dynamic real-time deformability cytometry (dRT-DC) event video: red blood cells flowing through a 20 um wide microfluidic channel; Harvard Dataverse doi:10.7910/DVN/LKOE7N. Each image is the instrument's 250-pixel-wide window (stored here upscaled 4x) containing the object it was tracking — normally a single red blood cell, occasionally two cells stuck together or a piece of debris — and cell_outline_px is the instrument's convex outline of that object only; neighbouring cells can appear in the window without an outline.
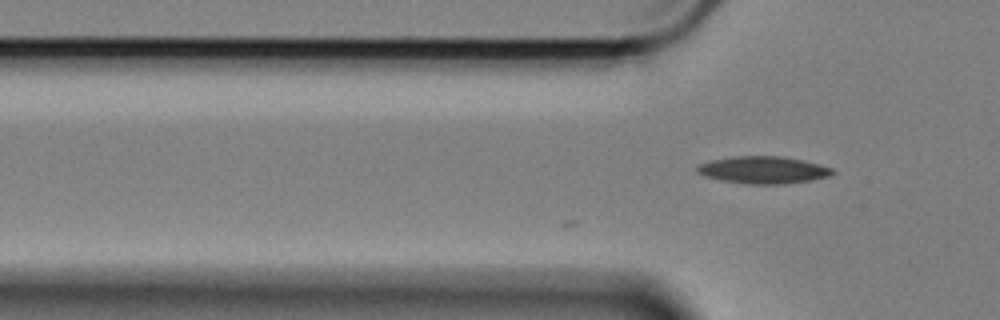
{"species": "Egyptian fruit bat (a non-hibernating species)", "species_latin": "Rousettus aegyptiacus", "temperature_condition": "cold", "stored_images_in_passage": 8, "camera_frame_rate_fps": 3000, "um_per_image_px": 0.085, "animal": {"sex": "female"}, "frame": {"image": 1, "passage_image": 8, "time_ms": 2.333, "image_size_px": [1000, 320], "cell_outline_px": [[836, 172], [828, 176], [808, 180], [784, 184], [744, 184], [720, 180], [704, 176], [696, 172], [696, 164], [712, 160], [732, 156], [784, 156], [804, 160], [820, 164], [832, 168]], "centroid_in_image_um": [64.83, 14.44], "position_along_channel_um": 61.0, "area_um2": 21.68}}